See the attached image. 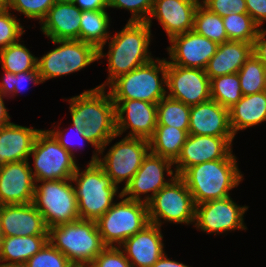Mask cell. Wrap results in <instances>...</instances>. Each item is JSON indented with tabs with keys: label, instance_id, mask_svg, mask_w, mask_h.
<instances>
[{
	"label": "cell",
	"instance_id": "5bb4252c",
	"mask_svg": "<svg viewBox=\"0 0 266 267\" xmlns=\"http://www.w3.org/2000/svg\"><path fill=\"white\" fill-rule=\"evenodd\" d=\"M248 206H239L231 196L216 199L195 206L194 227L209 233L245 230L244 214Z\"/></svg>",
	"mask_w": 266,
	"mask_h": 267
},
{
	"label": "cell",
	"instance_id": "7dc6e473",
	"mask_svg": "<svg viewBox=\"0 0 266 267\" xmlns=\"http://www.w3.org/2000/svg\"><path fill=\"white\" fill-rule=\"evenodd\" d=\"M74 4L81 11L107 10L108 0H75Z\"/></svg>",
	"mask_w": 266,
	"mask_h": 267
},
{
	"label": "cell",
	"instance_id": "ee69618b",
	"mask_svg": "<svg viewBox=\"0 0 266 267\" xmlns=\"http://www.w3.org/2000/svg\"><path fill=\"white\" fill-rule=\"evenodd\" d=\"M72 127H73V129L75 130H73V132H76V136L77 137H79L80 138V140H83V141H85V142H87L88 144H91L94 148H95V150L93 151V156H92V158H91V161H89V163H98V160H99V155H101V154H99V150L82 134V129L81 128H78V127H76L75 125H73L72 124ZM53 136H54V138L59 142V144L65 149V150H67L68 152H70L72 155H73V157L75 158V156H74V153H73V151H74V149H72V147L75 145V144H71L70 142H72V141H70V135H68V137H67V135H66V133H64L63 131L64 130H54V129H50V130H48ZM66 135V136H65ZM75 136V135H74ZM79 138H78V140H79ZM69 139V140H68ZM82 142V141H81ZM79 143V142H78ZM76 146V145H75ZM95 151H96V153H95Z\"/></svg>",
	"mask_w": 266,
	"mask_h": 267
},
{
	"label": "cell",
	"instance_id": "ffe728a7",
	"mask_svg": "<svg viewBox=\"0 0 266 267\" xmlns=\"http://www.w3.org/2000/svg\"><path fill=\"white\" fill-rule=\"evenodd\" d=\"M197 0H155L147 23L151 27L152 18H156L168 39L193 30Z\"/></svg>",
	"mask_w": 266,
	"mask_h": 267
},
{
	"label": "cell",
	"instance_id": "b9f144b4",
	"mask_svg": "<svg viewBox=\"0 0 266 267\" xmlns=\"http://www.w3.org/2000/svg\"><path fill=\"white\" fill-rule=\"evenodd\" d=\"M89 267H133L120 247L106 246Z\"/></svg>",
	"mask_w": 266,
	"mask_h": 267
},
{
	"label": "cell",
	"instance_id": "83f0119b",
	"mask_svg": "<svg viewBox=\"0 0 266 267\" xmlns=\"http://www.w3.org/2000/svg\"><path fill=\"white\" fill-rule=\"evenodd\" d=\"M48 242V235L1 237L0 261L26 263Z\"/></svg>",
	"mask_w": 266,
	"mask_h": 267
},
{
	"label": "cell",
	"instance_id": "d6986e66",
	"mask_svg": "<svg viewBox=\"0 0 266 267\" xmlns=\"http://www.w3.org/2000/svg\"><path fill=\"white\" fill-rule=\"evenodd\" d=\"M28 160L0 167V205L33 203L35 179Z\"/></svg>",
	"mask_w": 266,
	"mask_h": 267
},
{
	"label": "cell",
	"instance_id": "8fae6325",
	"mask_svg": "<svg viewBox=\"0 0 266 267\" xmlns=\"http://www.w3.org/2000/svg\"><path fill=\"white\" fill-rule=\"evenodd\" d=\"M30 156L34 159L30 169L35 182L71 179L78 166L73 155L48 130L37 134Z\"/></svg>",
	"mask_w": 266,
	"mask_h": 267
},
{
	"label": "cell",
	"instance_id": "9c48e42d",
	"mask_svg": "<svg viewBox=\"0 0 266 267\" xmlns=\"http://www.w3.org/2000/svg\"><path fill=\"white\" fill-rule=\"evenodd\" d=\"M195 203L185 181L176 176L147 202L149 222L162 226V221L192 224L195 219Z\"/></svg>",
	"mask_w": 266,
	"mask_h": 267
},
{
	"label": "cell",
	"instance_id": "816d5d0a",
	"mask_svg": "<svg viewBox=\"0 0 266 267\" xmlns=\"http://www.w3.org/2000/svg\"><path fill=\"white\" fill-rule=\"evenodd\" d=\"M75 0H55V3H74Z\"/></svg>",
	"mask_w": 266,
	"mask_h": 267
},
{
	"label": "cell",
	"instance_id": "30bf717a",
	"mask_svg": "<svg viewBox=\"0 0 266 267\" xmlns=\"http://www.w3.org/2000/svg\"><path fill=\"white\" fill-rule=\"evenodd\" d=\"M60 44L38 58L37 68L42 82L80 71L98 60V49L80 40H51Z\"/></svg>",
	"mask_w": 266,
	"mask_h": 267
},
{
	"label": "cell",
	"instance_id": "5b68a950",
	"mask_svg": "<svg viewBox=\"0 0 266 267\" xmlns=\"http://www.w3.org/2000/svg\"><path fill=\"white\" fill-rule=\"evenodd\" d=\"M71 180L76 184L80 219L97 221L112 207L119 187L98 163H88L83 171L77 166Z\"/></svg>",
	"mask_w": 266,
	"mask_h": 267
},
{
	"label": "cell",
	"instance_id": "603a6c76",
	"mask_svg": "<svg viewBox=\"0 0 266 267\" xmlns=\"http://www.w3.org/2000/svg\"><path fill=\"white\" fill-rule=\"evenodd\" d=\"M160 228L150 223L119 246L133 267H151L165 253Z\"/></svg>",
	"mask_w": 266,
	"mask_h": 267
},
{
	"label": "cell",
	"instance_id": "74e56055",
	"mask_svg": "<svg viewBox=\"0 0 266 267\" xmlns=\"http://www.w3.org/2000/svg\"><path fill=\"white\" fill-rule=\"evenodd\" d=\"M24 27L20 20L10 13V9L4 4L0 7V50L20 41L24 34Z\"/></svg>",
	"mask_w": 266,
	"mask_h": 267
},
{
	"label": "cell",
	"instance_id": "e0dca14e",
	"mask_svg": "<svg viewBox=\"0 0 266 267\" xmlns=\"http://www.w3.org/2000/svg\"><path fill=\"white\" fill-rule=\"evenodd\" d=\"M113 102L118 136L128 129L131 131L127 137L149 140L153 136L157 126V104L130 99H113Z\"/></svg>",
	"mask_w": 266,
	"mask_h": 267
},
{
	"label": "cell",
	"instance_id": "7bdbcfd3",
	"mask_svg": "<svg viewBox=\"0 0 266 267\" xmlns=\"http://www.w3.org/2000/svg\"><path fill=\"white\" fill-rule=\"evenodd\" d=\"M201 4L222 18L231 13H248L245 0H202Z\"/></svg>",
	"mask_w": 266,
	"mask_h": 267
},
{
	"label": "cell",
	"instance_id": "7a4b0ae2",
	"mask_svg": "<svg viewBox=\"0 0 266 267\" xmlns=\"http://www.w3.org/2000/svg\"><path fill=\"white\" fill-rule=\"evenodd\" d=\"M151 27L147 22H127L125 27L110 36L109 51H98V60L108 57V78L97 87L105 88L119 76L127 74L150 62L153 58L148 51L151 41Z\"/></svg>",
	"mask_w": 266,
	"mask_h": 267
},
{
	"label": "cell",
	"instance_id": "3957f363",
	"mask_svg": "<svg viewBox=\"0 0 266 267\" xmlns=\"http://www.w3.org/2000/svg\"><path fill=\"white\" fill-rule=\"evenodd\" d=\"M195 205L230 196L243 180L236 159H219L189 167L181 176Z\"/></svg>",
	"mask_w": 266,
	"mask_h": 267
},
{
	"label": "cell",
	"instance_id": "1f68e13d",
	"mask_svg": "<svg viewBox=\"0 0 266 267\" xmlns=\"http://www.w3.org/2000/svg\"><path fill=\"white\" fill-rule=\"evenodd\" d=\"M190 106L167 95L157 103V125L188 130Z\"/></svg>",
	"mask_w": 266,
	"mask_h": 267
},
{
	"label": "cell",
	"instance_id": "6da1fadb",
	"mask_svg": "<svg viewBox=\"0 0 266 267\" xmlns=\"http://www.w3.org/2000/svg\"><path fill=\"white\" fill-rule=\"evenodd\" d=\"M105 88L95 87L69 99L72 124L82 129V134L103 155L106 146L114 140L116 106Z\"/></svg>",
	"mask_w": 266,
	"mask_h": 267
},
{
	"label": "cell",
	"instance_id": "ba28073f",
	"mask_svg": "<svg viewBox=\"0 0 266 267\" xmlns=\"http://www.w3.org/2000/svg\"><path fill=\"white\" fill-rule=\"evenodd\" d=\"M39 182L41 185H37ZM72 183L71 179L36 181L33 204L47 229L80 219Z\"/></svg>",
	"mask_w": 266,
	"mask_h": 267
},
{
	"label": "cell",
	"instance_id": "c3c4849f",
	"mask_svg": "<svg viewBox=\"0 0 266 267\" xmlns=\"http://www.w3.org/2000/svg\"><path fill=\"white\" fill-rule=\"evenodd\" d=\"M151 267H189L181 262L171 260L163 254Z\"/></svg>",
	"mask_w": 266,
	"mask_h": 267
},
{
	"label": "cell",
	"instance_id": "f907efd6",
	"mask_svg": "<svg viewBox=\"0 0 266 267\" xmlns=\"http://www.w3.org/2000/svg\"><path fill=\"white\" fill-rule=\"evenodd\" d=\"M0 267H27V265H26V263H20V262L3 263V261H0Z\"/></svg>",
	"mask_w": 266,
	"mask_h": 267
},
{
	"label": "cell",
	"instance_id": "836d02e7",
	"mask_svg": "<svg viewBox=\"0 0 266 267\" xmlns=\"http://www.w3.org/2000/svg\"><path fill=\"white\" fill-rule=\"evenodd\" d=\"M211 99L229 109L242 97L238 73L217 76L210 79Z\"/></svg>",
	"mask_w": 266,
	"mask_h": 267
},
{
	"label": "cell",
	"instance_id": "277c9868",
	"mask_svg": "<svg viewBox=\"0 0 266 267\" xmlns=\"http://www.w3.org/2000/svg\"><path fill=\"white\" fill-rule=\"evenodd\" d=\"M48 241L74 266H89L106 247L96 221L85 219L49 228Z\"/></svg>",
	"mask_w": 266,
	"mask_h": 267
},
{
	"label": "cell",
	"instance_id": "e575fe53",
	"mask_svg": "<svg viewBox=\"0 0 266 267\" xmlns=\"http://www.w3.org/2000/svg\"><path fill=\"white\" fill-rule=\"evenodd\" d=\"M223 25L229 41L253 43L254 39L263 30L248 13H231L223 17Z\"/></svg>",
	"mask_w": 266,
	"mask_h": 267
},
{
	"label": "cell",
	"instance_id": "ac0fdd59",
	"mask_svg": "<svg viewBox=\"0 0 266 267\" xmlns=\"http://www.w3.org/2000/svg\"><path fill=\"white\" fill-rule=\"evenodd\" d=\"M167 48L171 65L205 70L215 55L218 44L197 34L194 30L172 37Z\"/></svg>",
	"mask_w": 266,
	"mask_h": 267
},
{
	"label": "cell",
	"instance_id": "60d3db41",
	"mask_svg": "<svg viewBox=\"0 0 266 267\" xmlns=\"http://www.w3.org/2000/svg\"><path fill=\"white\" fill-rule=\"evenodd\" d=\"M155 0H108V8L127 9L132 13L128 22H146Z\"/></svg>",
	"mask_w": 266,
	"mask_h": 267
},
{
	"label": "cell",
	"instance_id": "52a82bcc",
	"mask_svg": "<svg viewBox=\"0 0 266 267\" xmlns=\"http://www.w3.org/2000/svg\"><path fill=\"white\" fill-rule=\"evenodd\" d=\"M118 197L122 200L113 203L112 207L96 221L106 246L119 247L129 237L150 224L147 203L124 198L122 192Z\"/></svg>",
	"mask_w": 266,
	"mask_h": 267
},
{
	"label": "cell",
	"instance_id": "d4e9b609",
	"mask_svg": "<svg viewBox=\"0 0 266 267\" xmlns=\"http://www.w3.org/2000/svg\"><path fill=\"white\" fill-rule=\"evenodd\" d=\"M41 129L13 122L0 128V167L11 162L29 160L37 134Z\"/></svg>",
	"mask_w": 266,
	"mask_h": 267
},
{
	"label": "cell",
	"instance_id": "d6a6232c",
	"mask_svg": "<svg viewBox=\"0 0 266 267\" xmlns=\"http://www.w3.org/2000/svg\"><path fill=\"white\" fill-rule=\"evenodd\" d=\"M193 30L217 44L229 41L223 25V18L210 12L201 3L194 15Z\"/></svg>",
	"mask_w": 266,
	"mask_h": 267
},
{
	"label": "cell",
	"instance_id": "f546056e",
	"mask_svg": "<svg viewBox=\"0 0 266 267\" xmlns=\"http://www.w3.org/2000/svg\"><path fill=\"white\" fill-rule=\"evenodd\" d=\"M106 11H81L80 41L92 44L98 51H103L111 36L108 32L110 18Z\"/></svg>",
	"mask_w": 266,
	"mask_h": 267
},
{
	"label": "cell",
	"instance_id": "8992f818",
	"mask_svg": "<svg viewBox=\"0 0 266 267\" xmlns=\"http://www.w3.org/2000/svg\"><path fill=\"white\" fill-rule=\"evenodd\" d=\"M166 74L167 60L152 59L115 79L109 85V92L112 99L141 100L157 104L167 95Z\"/></svg>",
	"mask_w": 266,
	"mask_h": 267
},
{
	"label": "cell",
	"instance_id": "2e32d148",
	"mask_svg": "<svg viewBox=\"0 0 266 267\" xmlns=\"http://www.w3.org/2000/svg\"><path fill=\"white\" fill-rule=\"evenodd\" d=\"M234 137H214L189 134L180 156L174 162L177 176H181L189 167L203 162L219 159H237L232 154Z\"/></svg>",
	"mask_w": 266,
	"mask_h": 267
},
{
	"label": "cell",
	"instance_id": "d590c367",
	"mask_svg": "<svg viewBox=\"0 0 266 267\" xmlns=\"http://www.w3.org/2000/svg\"><path fill=\"white\" fill-rule=\"evenodd\" d=\"M243 95L266 91V67L252 53L238 72Z\"/></svg>",
	"mask_w": 266,
	"mask_h": 267
},
{
	"label": "cell",
	"instance_id": "f1b7e54d",
	"mask_svg": "<svg viewBox=\"0 0 266 267\" xmlns=\"http://www.w3.org/2000/svg\"><path fill=\"white\" fill-rule=\"evenodd\" d=\"M188 135V130L157 125L153 136L149 139L150 152L175 162Z\"/></svg>",
	"mask_w": 266,
	"mask_h": 267
},
{
	"label": "cell",
	"instance_id": "f6af8a7d",
	"mask_svg": "<svg viewBox=\"0 0 266 267\" xmlns=\"http://www.w3.org/2000/svg\"><path fill=\"white\" fill-rule=\"evenodd\" d=\"M248 14L261 28L266 21V0H245Z\"/></svg>",
	"mask_w": 266,
	"mask_h": 267
},
{
	"label": "cell",
	"instance_id": "4fadbf2b",
	"mask_svg": "<svg viewBox=\"0 0 266 267\" xmlns=\"http://www.w3.org/2000/svg\"><path fill=\"white\" fill-rule=\"evenodd\" d=\"M172 165L174 166V162L171 160L149 151L131 181L123 187L121 191L123 197L147 203L177 176L176 171L171 169ZM164 172L171 176L170 179L165 180ZM150 192L151 195L148 194ZM142 194L148 195L141 199Z\"/></svg>",
	"mask_w": 266,
	"mask_h": 267
},
{
	"label": "cell",
	"instance_id": "9a60e30c",
	"mask_svg": "<svg viewBox=\"0 0 266 267\" xmlns=\"http://www.w3.org/2000/svg\"><path fill=\"white\" fill-rule=\"evenodd\" d=\"M167 96L194 106L211 99L210 78L200 68H185L167 62Z\"/></svg>",
	"mask_w": 266,
	"mask_h": 267
},
{
	"label": "cell",
	"instance_id": "ab89813d",
	"mask_svg": "<svg viewBox=\"0 0 266 267\" xmlns=\"http://www.w3.org/2000/svg\"><path fill=\"white\" fill-rule=\"evenodd\" d=\"M4 4L9 9L23 13L28 19H39L41 23L55 0H5Z\"/></svg>",
	"mask_w": 266,
	"mask_h": 267
},
{
	"label": "cell",
	"instance_id": "8d00e7d4",
	"mask_svg": "<svg viewBox=\"0 0 266 267\" xmlns=\"http://www.w3.org/2000/svg\"><path fill=\"white\" fill-rule=\"evenodd\" d=\"M4 76L0 83V92L4 97H12L17 95L20 91L28 89V83L34 84L43 83L39 74L38 68L32 71L21 72L13 74L4 70Z\"/></svg>",
	"mask_w": 266,
	"mask_h": 267
},
{
	"label": "cell",
	"instance_id": "681fc988",
	"mask_svg": "<svg viewBox=\"0 0 266 267\" xmlns=\"http://www.w3.org/2000/svg\"><path fill=\"white\" fill-rule=\"evenodd\" d=\"M4 96L0 92V128L10 123L8 109L5 107Z\"/></svg>",
	"mask_w": 266,
	"mask_h": 267
},
{
	"label": "cell",
	"instance_id": "4dcf8cb0",
	"mask_svg": "<svg viewBox=\"0 0 266 267\" xmlns=\"http://www.w3.org/2000/svg\"><path fill=\"white\" fill-rule=\"evenodd\" d=\"M19 42L22 41L0 50L1 68L13 74L37 69L38 57H34L29 49Z\"/></svg>",
	"mask_w": 266,
	"mask_h": 267
},
{
	"label": "cell",
	"instance_id": "f5cc1de1",
	"mask_svg": "<svg viewBox=\"0 0 266 267\" xmlns=\"http://www.w3.org/2000/svg\"><path fill=\"white\" fill-rule=\"evenodd\" d=\"M4 5V1L0 0V7Z\"/></svg>",
	"mask_w": 266,
	"mask_h": 267
},
{
	"label": "cell",
	"instance_id": "484cf974",
	"mask_svg": "<svg viewBox=\"0 0 266 267\" xmlns=\"http://www.w3.org/2000/svg\"><path fill=\"white\" fill-rule=\"evenodd\" d=\"M253 53V43L227 41L218 44L215 55L205 68L206 75L212 79L217 76L238 73Z\"/></svg>",
	"mask_w": 266,
	"mask_h": 267
},
{
	"label": "cell",
	"instance_id": "cb8c5ba5",
	"mask_svg": "<svg viewBox=\"0 0 266 267\" xmlns=\"http://www.w3.org/2000/svg\"><path fill=\"white\" fill-rule=\"evenodd\" d=\"M81 10L74 3H55L41 21V31L51 40H80Z\"/></svg>",
	"mask_w": 266,
	"mask_h": 267
},
{
	"label": "cell",
	"instance_id": "7c38bea8",
	"mask_svg": "<svg viewBox=\"0 0 266 267\" xmlns=\"http://www.w3.org/2000/svg\"><path fill=\"white\" fill-rule=\"evenodd\" d=\"M149 151V140L125 136L111 146L103 158L99 157L98 164L115 185L119 186V183L126 181L125 187L138 171Z\"/></svg>",
	"mask_w": 266,
	"mask_h": 267
},
{
	"label": "cell",
	"instance_id": "7402d4cb",
	"mask_svg": "<svg viewBox=\"0 0 266 267\" xmlns=\"http://www.w3.org/2000/svg\"><path fill=\"white\" fill-rule=\"evenodd\" d=\"M188 134L235 137L230 126L229 109L212 99L190 106Z\"/></svg>",
	"mask_w": 266,
	"mask_h": 267
},
{
	"label": "cell",
	"instance_id": "4316f807",
	"mask_svg": "<svg viewBox=\"0 0 266 267\" xmlns=\"http://www.w3.org/2000/svg\"><path fill=\"white\" fill-rule=\"evenodd\" d=\"M230 126L234 133L266 121V91L243 97L229 108Z\"/></svg>",
	"mask_w": 266,
	"mask_h": 267
},
{
	"label": "cell",
	"instance_id": "f35d334b",
	"mask_svg": "<svg viewBox=\"0 0 266 267\" xmlns=\"http://www.w3.org/2000/svg\"><path fill=\"white\" fill-rule=\"evenodd\" d=\"M27 267H74L69 259L49 241L43 248L26 261Z\"/></svg>",
	"mask_w": 266,
	"mask_h": 267
},
{
	"label": "cell",
	"instance_id": "bcb514c9",
	"mask_svg": "<svg viewBox=\"0 0 266 267\" xmlns=\"http://www.w3.org/2000/svg\"><path fill=\"white\" fill-rule=\"evenodd\" d=\"M253 54L266 67V30H262L253 42Z\"/></svg>",
	"mask_w": 266,
	"mask_h": 267
},
{
	"label": "cell",
	"instance_id": "44dd1931",
	"mask_svg": "<svg viewBox=\"0 0 266 267\" xmlns=\"http://www.w3.org/2000/svg\"><path fill=\"white\" fill-rule=\"evenodd\" d=\"M0 235H48V229L33 203L0 205Z\"/></svg>",
	"mask_w": 266,
	"mask_h": 267
}]
</instances>
